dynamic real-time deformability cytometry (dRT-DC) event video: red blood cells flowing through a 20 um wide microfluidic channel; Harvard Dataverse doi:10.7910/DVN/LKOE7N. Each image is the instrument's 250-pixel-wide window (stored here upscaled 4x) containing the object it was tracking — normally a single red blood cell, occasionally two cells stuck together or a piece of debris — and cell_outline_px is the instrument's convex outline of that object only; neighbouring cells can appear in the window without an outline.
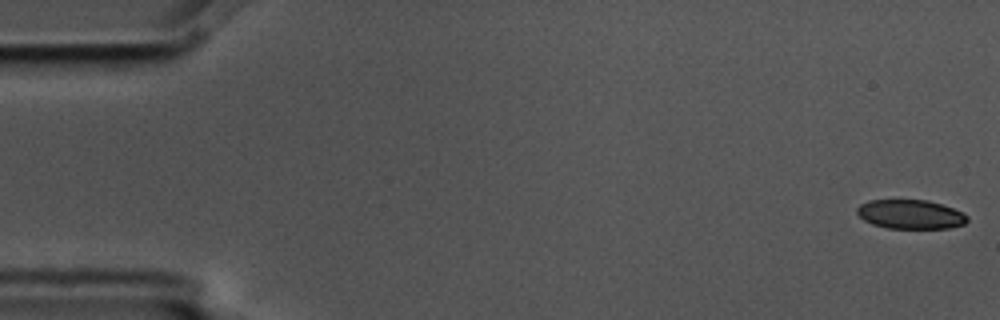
{"species": "common noctule bat (a hibernating species)", "species_latin": "Nyctalus noctula", "temperature_condition": "cold", "stored_images_in_passage": 6, "camera_frame_rate_fps": 3000, "um_per_image_px": 0.085, "animal": {"sex": "male", "body_mass_g": 17.5, "forearm_length_mm": 52.3}, "frame": {"image": 1, "passage_image": 1, "time_ms": 0.0, "image_size_px": [1000, 320], "cell_outline_px": [[968, 220], [964, 224], [948, 228], [888, 228], [872, 224], [864, 220], [856, 212], [856, 208], [860, 204], [868, 200], [928, 200], [964, 212], [968, 216]], "centroid_in_image_um": [77.39, 18.21], "position_along_channel_um": 7.6, "area_um2": 18.73}}